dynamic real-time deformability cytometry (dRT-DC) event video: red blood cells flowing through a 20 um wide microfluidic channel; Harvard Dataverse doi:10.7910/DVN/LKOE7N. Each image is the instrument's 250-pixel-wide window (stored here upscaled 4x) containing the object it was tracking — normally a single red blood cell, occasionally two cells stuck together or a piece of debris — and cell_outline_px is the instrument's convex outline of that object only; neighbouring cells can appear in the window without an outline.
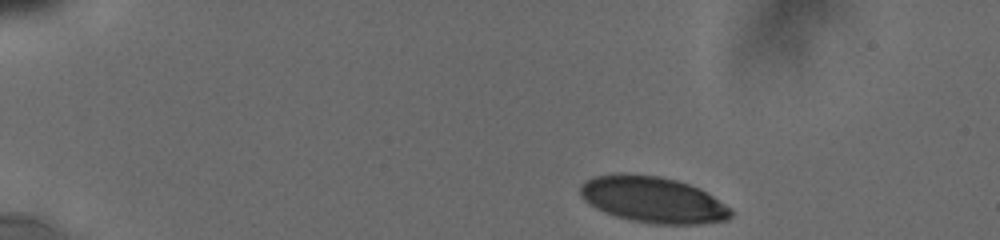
{"species": "human", "species_latin": "Homo sapiens", "temperature_condition": "cold", "stored_images_in_passage": 8, "camera_frame_rate_fps": 3000, "um_per_image_px": 0.085, "donor": {"sex": "male"}, "frame": {"image": 1, "passage_image": 1, "time_ms": 0.0, "image_size_px": [1000, 240], "cell_outline_px": [[732, 216], [728, 220], [700, 224], [656, 224], [632, 220], [616, 216], [604, 212], [588, 204], [580, 196], [580, 184], [584, 180], [592, 176], [616, 172], [624, 172], [660, 176], [676, 180], [700, 188], [732, 208]], "centroid_in_image_um": [55.47, 16.95], "position_along_channel_um": 29.5, "area_um2": 41.1}}
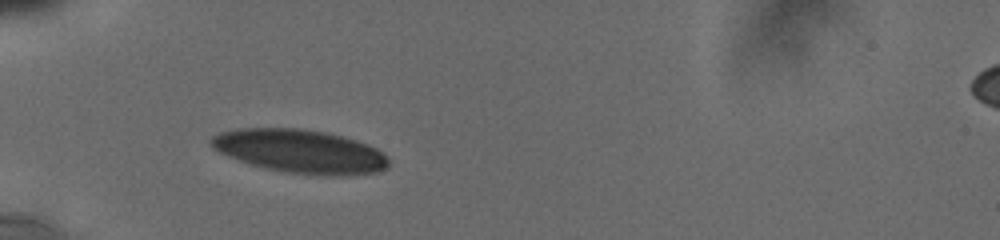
{"frame": {"image": 2, "passage_image": 6, "time_ms": 3.0, "image_size_px": [1000, 240], "cell_outline_px": [[388, 168], [380, 172], [340, 176], [324, 176], [284, 172], [264, 168], [228, 156], [212, 148], [208, 140], [212, 136], [220, 132], [236, 128], [300, 128], [324, 132], [356, 140], [368, 144], [376, 148], [388, 156]], "centroid_in_image_um": [25.52, 12.87], "position_along_channel_um": 59.5, "area_um2": 45.32}}